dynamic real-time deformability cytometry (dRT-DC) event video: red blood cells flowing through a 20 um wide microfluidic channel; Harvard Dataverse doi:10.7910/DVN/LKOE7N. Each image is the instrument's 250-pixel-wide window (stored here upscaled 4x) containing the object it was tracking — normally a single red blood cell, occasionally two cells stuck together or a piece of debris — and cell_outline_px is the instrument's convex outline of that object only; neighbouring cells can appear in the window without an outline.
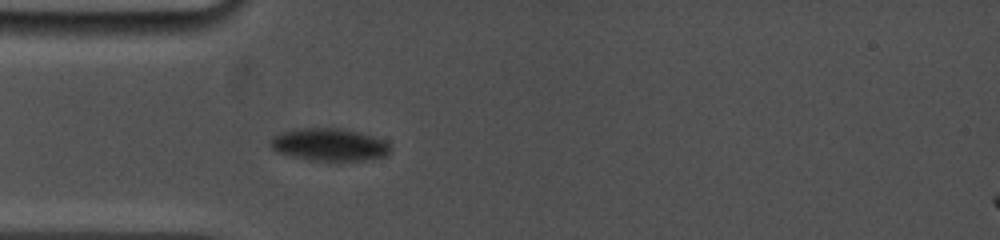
{"species": "common noctule bat (a hibernating species)", "species_latin": "Nyctalus noctula", "temperature_condition": "cold", "stored_images_in_passage": 37, "camera_frame_rate_fps": 5000, "um_per_image_px": 0.085, "animal": {"sex": "female", "body_mass_g": 19.0, "forearm_length_mm": 53.3}, "frame": {"image": 1, "passage_image": 1, "time_ms": 0.0, "image_size_px": [1000, 240], "cell_outline_px": [[392, 152], [388, 156], [360, 160], [308, 160], [292, 156], [280, 152], [272, 148], [272, 136], [280, 132], [296, 128], [340, 128], [360, 132], [384, 140], [392, 148]], "centroid_in_image_um": [28.03, 12.28], "position_along_channel_um": 57.0, "area_um2": 22.66}}
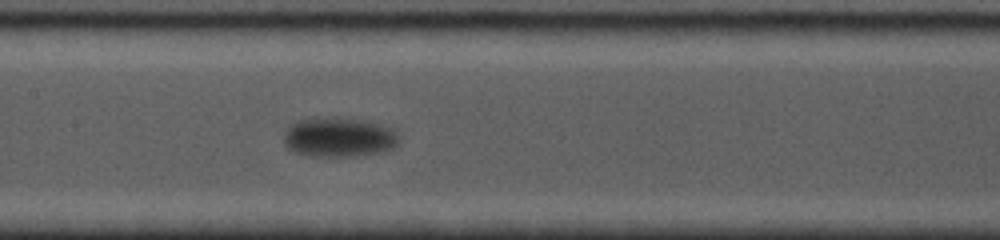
{"frame": {"image": 2, "passage_image": 16, "time_ms": 3.8, "image_size_px": [1000, 240], "cell_outline_px": [[400, 140], [392, 148], [384, 152], [356, 156], [308, 156], [296, 152], [288, 148], [284, 144], [284, 132], [296, 120], [320, 116], [332, 116], [372, 120], [396, 128], [400, 136]], "centroid_in_image_um": [28.87, 11.62], "position_along_channel_um": 178.5, "area_um2": 27.63}}
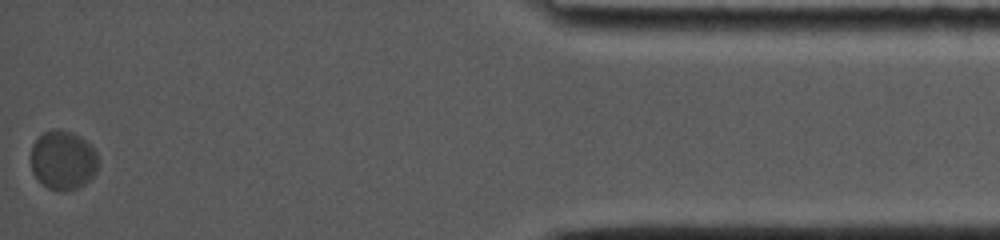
{"frame": {"image": 3, "passage_image": 37, "time_ms": 13.4, "image_size_px": [1000, 240], "cell_outline_px": [[100, 164], [96, 172], [84, 184], [76, 188], [64, 192], [60, 192], [48, 188], [32, 172], [32, 144], [44, 132], [72, 132], [80, 136], [96, 152], [100, 160]], "centroid_in_image_um": [5.39, 13.66], "position_along_channel_um": 429.8, "area_um2": 22.77}, "authors_computed_cell_mechanics": {"area_um2": 23.7558, "velocity_mm_per_s": 3.2837, "shape_relaxation_time_tau1_ms": 2.7742, "shape_relaxation_time_tau2_ms": null, "deformation_change_tau1": 0.0841, "deformation_change_tau2": null}}